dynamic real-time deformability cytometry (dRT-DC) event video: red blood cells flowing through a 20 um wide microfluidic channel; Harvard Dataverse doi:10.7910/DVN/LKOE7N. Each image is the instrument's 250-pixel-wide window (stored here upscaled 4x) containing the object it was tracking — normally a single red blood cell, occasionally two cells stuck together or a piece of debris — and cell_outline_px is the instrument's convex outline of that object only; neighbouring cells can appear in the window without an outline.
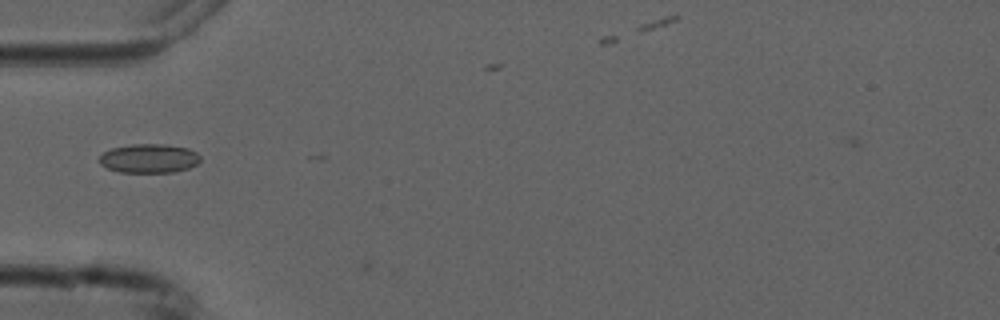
{"species": "common noctule bat (a hibernating species)", "species_latin": "Nyctalus noctula", "temperature_condition": "cold", "stored_images_in_passage": 4, "camera_frame_rate_fps": 3000, "um_per_image_px": 0.085, "animal": {"sex": "male", "forearm_length_mm": 52.5}, "frame": {"image": 1, "passage_image": 3, "time_ms": 2.667, "image_size_px": [1000, 320], "cell_outline_px": [[200, 160], [196, 164], [188, 168], [176, 172], [120, 172], [108, 168], [100, 164], [100, 156], [104, 152], [112, 148], [132, 144], [160, 144], [188, 148], [196, 152], [200, 156]], "centroid_in_image_um": [12.68, 13.47], "position_along_channel_um": 72.3, "area_um2": 16.94}}